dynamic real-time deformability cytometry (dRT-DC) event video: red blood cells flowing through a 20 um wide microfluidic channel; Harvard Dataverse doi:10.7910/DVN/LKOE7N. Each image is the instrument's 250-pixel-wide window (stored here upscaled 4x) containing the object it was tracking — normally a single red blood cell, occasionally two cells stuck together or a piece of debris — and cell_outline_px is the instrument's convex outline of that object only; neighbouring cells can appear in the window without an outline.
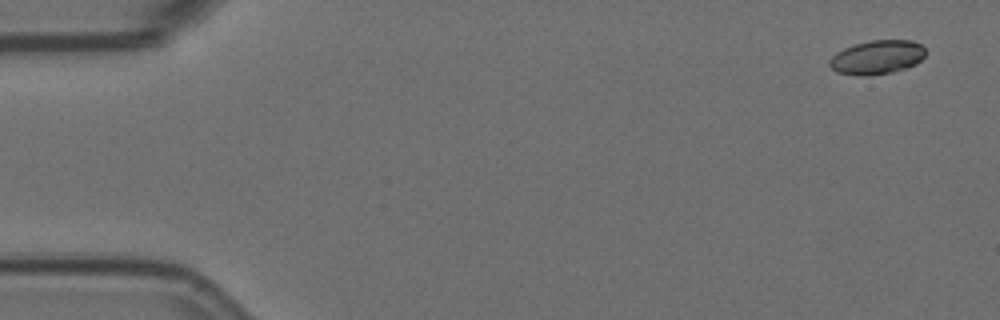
{"species": "Egyptian fruit bat (a non-hibernating species)", "species_latin": "Rousettus aegyptiacus", "temperature_condition": "room temperature", "stored_images_in_passage": 4, "camera_frame_rate_fps": 3000, "um_per_image_px": 0.085, "animal": {"sex": "female"}, "frame": {"image": 1, "passage_image": 1, "time_ms": 0.0, "image_size_px": [1000, 320], "cell_outline_px": [[924, 56], [916, 64], [908, 68], [892, 72], [868, 76], [860, 76], [836, 72], [828, 64], [828, 60], [836, 52], [844, 48], [856, 44], [872, 40], [912, 40], [920, 44], [924, 48]], "centroid_in_image_um": [74.53, 4.88], "position_along_channel_um": 10.5, "area_um2": 19.07}}